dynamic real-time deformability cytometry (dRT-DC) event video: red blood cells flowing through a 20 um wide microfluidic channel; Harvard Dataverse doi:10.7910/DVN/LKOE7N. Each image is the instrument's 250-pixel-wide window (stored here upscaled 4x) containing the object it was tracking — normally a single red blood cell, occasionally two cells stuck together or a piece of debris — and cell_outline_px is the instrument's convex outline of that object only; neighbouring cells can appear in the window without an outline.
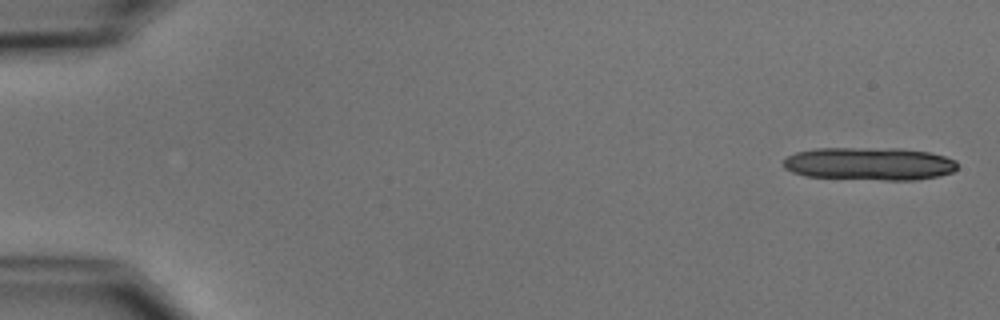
{"species": "common noctule bat (a hibernating species)", "species_latin": "Nyctalus noctula", "temperature_condition": "cold", "stored_images_in_passage": 10, "camera_frame_rate_fps": 3000, "um_per_image_px": 0.085, "animal": {"sex": "male", "body_mass_g": 15.6}, "frame": {"image": 1, "passage_image": 1, "time_ms": 0.0, "image_size_px": [1000, 320], "cell_outline_px": [[956, 168], [952, 172], [940, 176], [916, 180], [884, 180], [804, 176], [792, 172], [784, 168], [784, 160], [788, 156], [796, 152], [816, 148], [900, 148], [928, 152], [944, 156], [956, 160]], "centroid_in_image_um": [73.9, 13.92], "position_along_channel_um": 11.1, "area_um2": 33.47}}
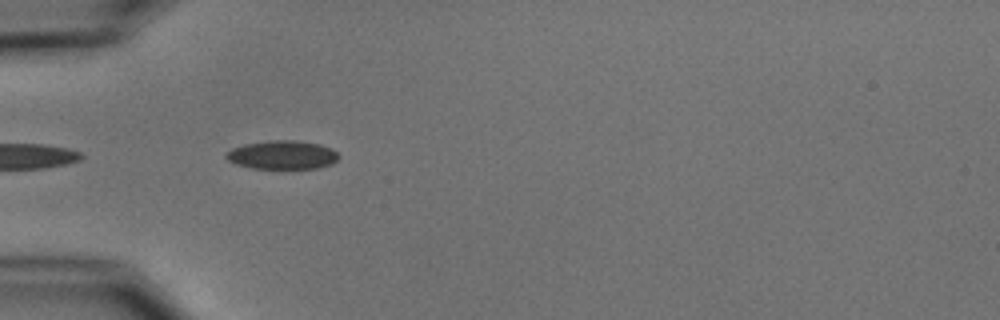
{"frame": {"image": 2, "passage_image": 5, "time_ms": 5.333, "image_size_px": [1000, 320], "cell_outline_px": [[340, 156], [332, 164], [316, 168], [252, 168], [236, 164], [228, 160], [224, 156], [232, 148], [244, 144], [272, 140], [292, 140], [320, 144], [332, 148]], "centroid_in_image_um": [24.0, 13.16], "position_along_channel_um": 61.0, "area_um2": 18.67}}